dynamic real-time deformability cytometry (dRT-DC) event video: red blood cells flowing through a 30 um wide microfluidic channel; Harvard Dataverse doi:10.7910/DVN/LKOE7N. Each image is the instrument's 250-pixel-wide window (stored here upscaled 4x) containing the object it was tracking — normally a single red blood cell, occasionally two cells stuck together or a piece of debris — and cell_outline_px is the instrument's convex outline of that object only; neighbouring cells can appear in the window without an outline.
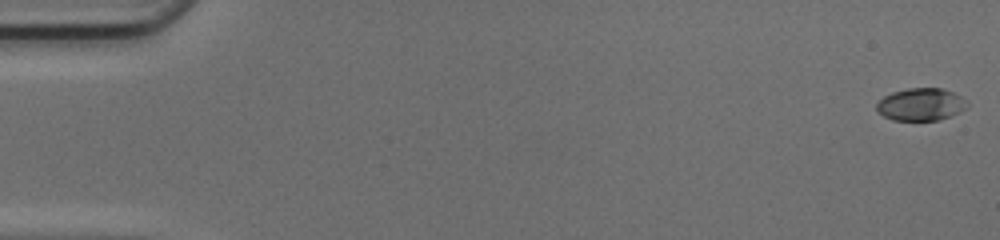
{"species": "common noctule bat (a hibernating species)", "species_latin": "Nyctalus noctula", "temperature_condition": "cold", "stored_images_in_passage": 50, "camera_frame_rate_fps": 3000, "um_per_image_px": 0.085, "animal": {"sex": "female", "body_mass_g": 17.0, "forearm_length_mm": 48.0}, "frame": {"image": 1, "passage_image": 1, "time_ms": 0.0, "image_size_px": [1000, 240], "cell_outline_px": [[968, 108], [960, 112], [940, 120], [892, 120], [884, 116], [876, 108], [876, 104], [884, 96], [892, 92], [908, 88], [940, 88], [952, 92], [960, 96], [968, 104]], "centroid_in_image_um": [78.28, 8.88], "position_along_channel_um": 6.7, "area_um2": 17.05}}
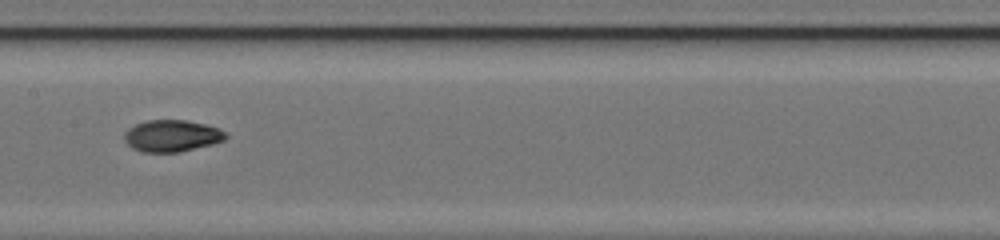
{"frame": {"image": 2, "passage_image": 26, "time_ms": 8.333, "image_size_px": [1000, 240], "cell_outline_px": [[228, 136], [224, 140], [212, 144], [180, 152], [144, 152], [132, 148], [124, 140], [124, 132], [128, 128], [136, 124], [148, 120], [188, 120], [204, 124], [216, 128], [224, 132]], "centroid_in_image_um": [14.58, 11.55], "position_along_channel_um": 192.8, "area_um2": 18.67}}
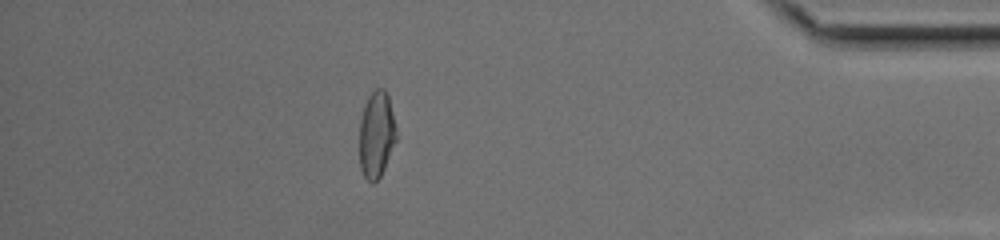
{"frame": {"image": 3, "passage_image": 44, "time_ms": 14.333, "image_size_px": [1000, 240], "cell_outline_px": [[396, 140], [384, 168], [380, 176], [372, 184], [364, 176], [360, 168], [360, 116], [364, 104], [368, 96], [376, 88], [384, 88], [388, 96], [396, 128]], "centroid_in_image_um": [31.98, 11.41], "position_along_channel_um": 403.2, "area_um2": 18.5}, "authors_computed_cell_mechanics": {"area_um2": 18.3804, "velocity_mm_per_s": 4.2315, "shape_relaxation_time_tau1_ms": 6.8723, "shape_relaxation_time_tau2_ms": 3.5166, "deformation_change_tau1": 0.2322, "deformation_change_tau2": 0.0653}}